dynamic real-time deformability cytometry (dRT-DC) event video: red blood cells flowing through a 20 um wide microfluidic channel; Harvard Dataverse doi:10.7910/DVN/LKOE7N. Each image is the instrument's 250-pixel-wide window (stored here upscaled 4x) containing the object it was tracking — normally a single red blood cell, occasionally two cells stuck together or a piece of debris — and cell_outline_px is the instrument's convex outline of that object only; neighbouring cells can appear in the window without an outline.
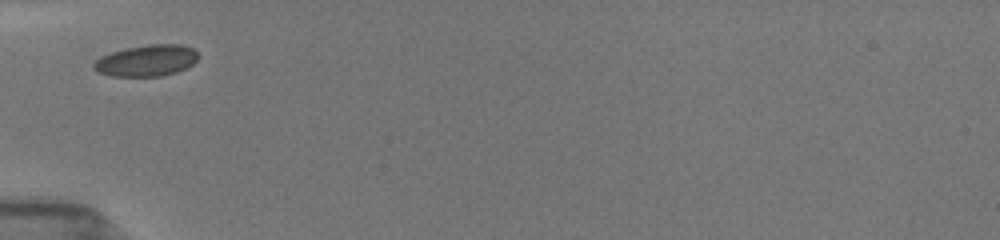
{"species": "common noctule bat (a hibernating species)", "species_latin": "Nyctalus noctula", "temperature_condition": "room temperature", "stored_images_in_passage": 22, "camera_frame_rate_fps": 3000, "um_per_image_px": 0.085, "animal": {"sex": "female", "body_mass_g": 19.5, "forearm_length_mm": 54.1}, "frame": {"image": 1, "passage_image": 1, "time_ms": 0.0, "image_size_px": [1000, 240], "cell_outline_px": [[200, 56], [192, 64], [176, 72], [160, 76], [112, 76], [96, 72], [92, 68], [92, 64], [100, 56], [124, 48], [148, 44], [180, 44], [192, 48]], "centroid_in_image_um": [12.42, 5.14], "position_along_channel_um": 72.6, "area_um2": 19.19}}
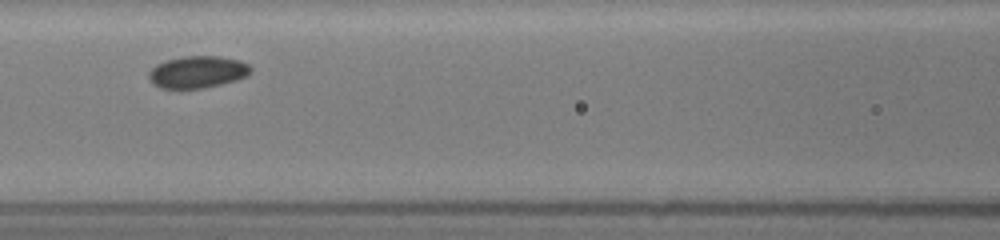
{"frame": {"image": 2, "passage_image": 7, "time_ms": 2.0, "image_size_px": [1000, 240], "cell_outline_px": [[252, 72], [248, 76], [236, 80], [204, 88], [160, 88], [152, 84], [148, 76], [148, 72], [156, 64], [168, 60], [184, 56], [216, 56], [240, 60], [248, 64], [252, 68]], "centroid_in_image_um": [16.8, 6.12], "position_along_channel_um": 149.8, "area_um2": 19.07}}
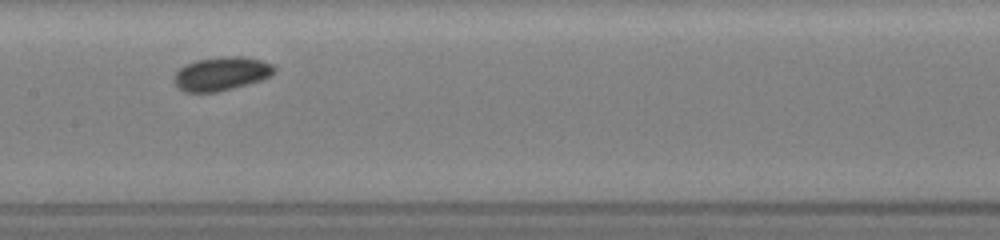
{"frame": {"image": 3, "passage_image": 10, "time_ms": 3.0, "image_size_px": [1000, 240], "cell_outline_px": [[276, 68], [268, 76], [260, 80], [232, 88], [216, 92], [184, 92], [172, 80], [172, 76], [184, 64], [196, 60], [220, 56], [244, 56], [260, 60], [272, 64]], "centroid_in_image_um": [18.76, 6.25], "position_along_channel_um": 188.6, "area_um2": 19.59}}